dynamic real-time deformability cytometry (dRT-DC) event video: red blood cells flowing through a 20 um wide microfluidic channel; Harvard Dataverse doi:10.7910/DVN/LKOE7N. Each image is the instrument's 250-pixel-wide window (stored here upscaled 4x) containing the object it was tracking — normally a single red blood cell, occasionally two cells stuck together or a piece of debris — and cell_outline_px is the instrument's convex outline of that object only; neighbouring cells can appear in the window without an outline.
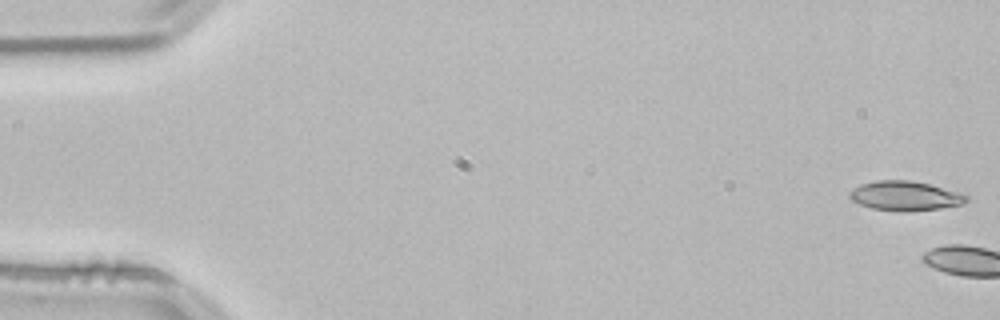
{"species": "common noctule bat (a hibernating species)", "species_latin": "Nyctalus noctula", "temperature_condition": "room temperature", "stored_images_in_passage": 4, "camera_frame_rate_fps": 3000, "um_per_image_px": 0.085, "animal": {"sex": "male", "body_mass_g": 21.5, "forearm_length_mm": 52.0}, "frame": {"image": 1, "passage_image": 1, "time_ms": 0.0, "image_size_px": [1000, 320], "cell_outline_px": [[968, 200], [964, 204], [940, 208], [908, 212], [900, 212], [872, 208], [860, 204], [852, 200], [848, 196], [848, 192], [852, 188], [860, 184], [876, 180], [912, 180], [968, 192]], "centroid_in_image_um": [77.01, 16.64], "position_along_channel_um": 8.0, "area_um2": 20.75}}